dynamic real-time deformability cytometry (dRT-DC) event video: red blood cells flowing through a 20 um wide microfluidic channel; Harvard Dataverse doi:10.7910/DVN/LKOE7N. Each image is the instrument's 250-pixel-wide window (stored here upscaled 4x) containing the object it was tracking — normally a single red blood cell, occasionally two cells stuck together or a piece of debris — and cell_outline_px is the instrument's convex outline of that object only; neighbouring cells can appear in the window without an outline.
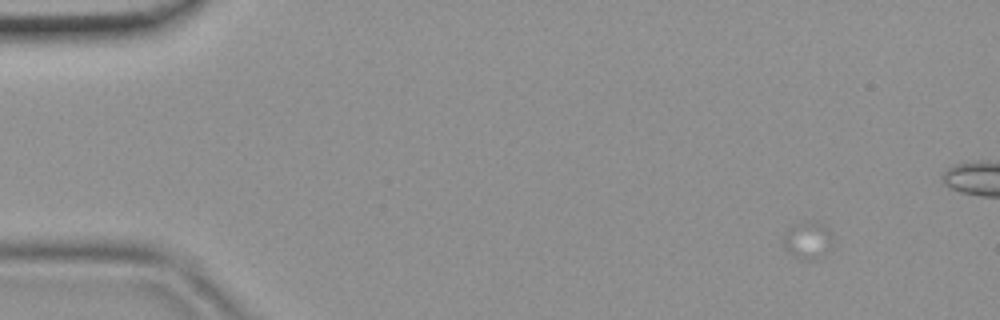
{"species": "common noctule bat (a hibernating species)", "species_latin": "Nyctalus noctula", "temperature_condition": "room temperature", "stored_images_in_passage": 16, "camera_frame_rate_fps": 3000, "um_per_image_px": 0.085, "animal": {"sex": "female", "body_mass_g": 19.9}, "frame": {"image": 1, "passage_image": 2, "time_ms": 0.333, "image_size_px": [1000, 320], "cell_outline_px": [[832, 244], [816, 260], [800, 260], [784, 248], [784, 236], [792, 224], [808, 220], [816, 220], [828, 228], [832, 236]], "centroid_in_image_um": [68.66, 20.39], "position_along_channel_um": 16.3, "area_um2": 10.75}}